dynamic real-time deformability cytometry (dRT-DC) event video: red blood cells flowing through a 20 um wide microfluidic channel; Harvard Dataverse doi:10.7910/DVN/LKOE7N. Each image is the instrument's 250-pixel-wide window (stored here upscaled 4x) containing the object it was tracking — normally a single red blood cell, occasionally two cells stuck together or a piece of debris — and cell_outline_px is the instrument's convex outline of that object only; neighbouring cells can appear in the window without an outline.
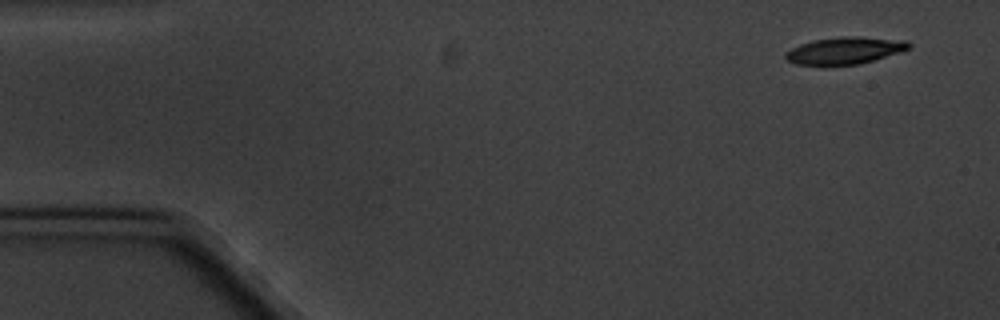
{"species": "common noctule bat (a hibernating species)", "species_latin": "Nyctalus noctula", "temperature_condition": "cold", "stored_images_in_passage": 4, "camera_frame_rate_fps": 3000, "um_per_image_px": 0.085, "animal": {"sex": "male", "body_mass_g": 20.1, "forearm_length_mm": 53.5}, "frame": {"image": 1, "passage_image": 1, "time_ms": 0.0, "image_size_px": [1000, 320], "cell_outline_px": [[908, 48], [900, 52], [860, 64], [828, 68], [820, 68], [796, 64], [788, 60], [784, 56], [792, 48], [800, 44], [812, 40], [840, 36], [860, 36], [908, 40]], "centroid_in_image_um": [71.75, 4.33], "position_along_channel_um": 13.3, "area_um2": 20.17}}